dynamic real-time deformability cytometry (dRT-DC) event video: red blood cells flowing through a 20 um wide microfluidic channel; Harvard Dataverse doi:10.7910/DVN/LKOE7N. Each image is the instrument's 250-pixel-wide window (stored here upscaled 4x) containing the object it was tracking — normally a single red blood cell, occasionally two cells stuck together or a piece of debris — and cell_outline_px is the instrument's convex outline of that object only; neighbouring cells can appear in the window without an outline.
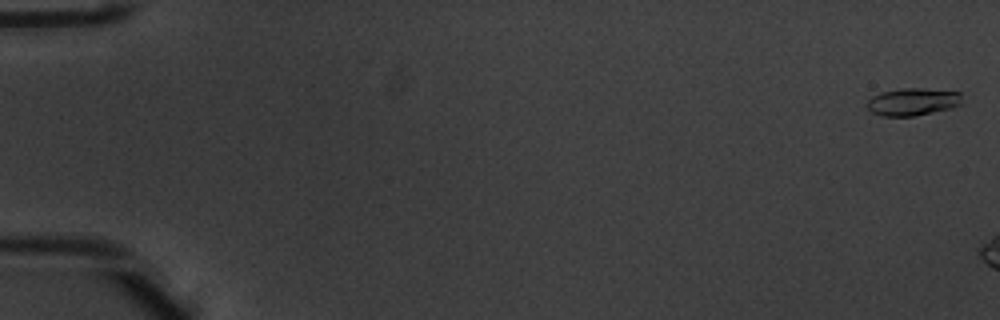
{"species": "common noctule bat (a hibernating species)", "species_latin": "Nyctalus noctula", "temperature_condition": "warm", "stored_images_in_passage": 6, "camera_frame_rate_fps": 3000, "um_per_image_px": 0.085, "animal": {"sex": "male", "body_mass_g": 20.1, "forearm_length_mm": 53.5}, "frame": {"image": 1, "passage_image": 1, "time_ms": 0.0, "image_size_px": [1000, 320], "cell_outline_px": [[960, 104], [948, 108], [912, 116], [884, 116], [872, 112], [868, 108], [868, 100], [872, 96], [884, 92], [900, 88], [920, 88], [960, 92]], "centroid_in_image_um": [77.55, 8.64], "position_along_channel_um": 7.5, "area_um2": 14.74}}